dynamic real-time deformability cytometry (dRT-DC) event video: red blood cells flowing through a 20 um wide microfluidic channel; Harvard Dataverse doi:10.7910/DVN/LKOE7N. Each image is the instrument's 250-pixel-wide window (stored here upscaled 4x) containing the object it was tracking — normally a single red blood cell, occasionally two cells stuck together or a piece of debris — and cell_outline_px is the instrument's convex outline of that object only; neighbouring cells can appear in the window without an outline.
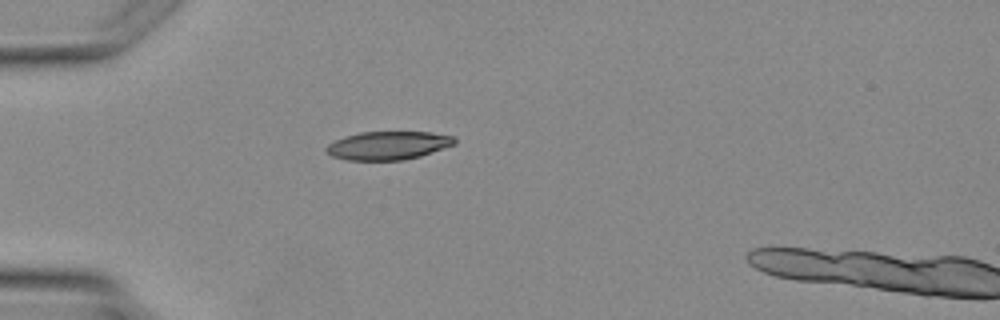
{"species": "Egyptian fruit bat (a non-hibernating species)", "species_latin": "Rousettus aegyptiacus", "temperature_condition": "warm", "stored_images_in_passage": 2, "camera_frame_rate_fps": 3000, "um_per_image_px": 0.085, "animal": {"sex": "female"}, "frame": {"image": 1, "passage_image": 1, "time_ms": 0.0, "image_size_px": [1000, 320], "cell_outline_px": [[456, 144], [420, 156], [404, 160], [348, 160], [332, 156], [324, 148], [328, 144], [344, 136], [360, 132], [432, 132], [452, 136], [456, 140]], "centroid_in_image_um": [32.99, 12.36], "position_along_channel_um": 52.0, "area_um2": 21.15}}